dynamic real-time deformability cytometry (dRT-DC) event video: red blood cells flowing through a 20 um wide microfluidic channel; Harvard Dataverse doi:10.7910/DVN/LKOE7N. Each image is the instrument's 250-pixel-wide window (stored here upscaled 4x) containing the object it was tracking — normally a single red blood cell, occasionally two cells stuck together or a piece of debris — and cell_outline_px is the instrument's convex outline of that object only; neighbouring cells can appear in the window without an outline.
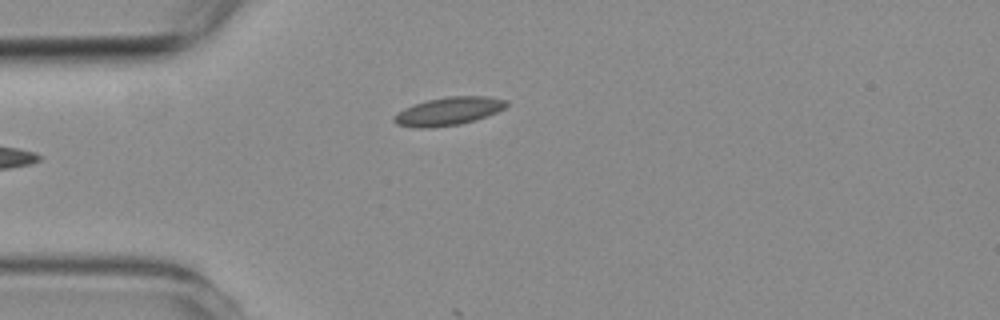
{"species": "common noctule bat (a hibernating species)", "species_latin": "Nyctalus noctula", "temperature_condition": "room temperature", "stored_images_in_passage": 3, "camera_frame_rate_fps": 3000, "um_per_image_px": 0.085, "animal": {"sex": "female", "body_mass_g": 19.3, "forearm_length_mm": 54.1}, "frame": {"image": 1, "passage_image": 3, "time_ms": 4.0, "image_size_px": [1000, 320], "cell_outline_px": [[508, 104], [504, 108], [496, 112], [476, 120], [460, 124], [432, 128], [416, 128], [396, 124], [392, 120], [392, 116], [404, 108], [428, 100], [448, 96], [488, 96], [508, 100]], "centroid_in_image_um": [38.11, 9.46], "position_along_channel_um": 46.9, "area_um2": 18.5}}